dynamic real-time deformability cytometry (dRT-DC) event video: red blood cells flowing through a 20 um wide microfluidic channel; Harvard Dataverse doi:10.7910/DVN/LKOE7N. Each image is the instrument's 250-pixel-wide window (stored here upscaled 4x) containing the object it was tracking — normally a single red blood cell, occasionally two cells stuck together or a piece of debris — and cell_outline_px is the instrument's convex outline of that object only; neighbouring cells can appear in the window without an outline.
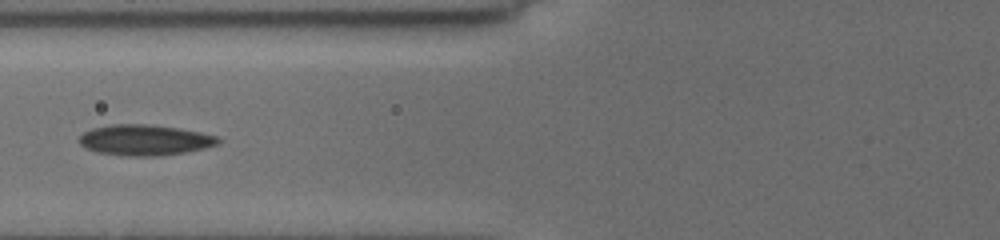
{"species": "common noctule bat (a hibernating species)", "species_latin": "Nyctalus noctula", "temperature_condition": "cold", "stored_images_in_passage": 14, "camera_frame_rate_fps": 3000, "um_per_image_px": 0.085, "animal": {"sex": "female", "body_mass_g": 19.5, "forearm_length_mm": 54.1}, "frame": {"image": 1, "passage_image": 10, "time_ms": 4.667, "image_size_px": [1000, 240], "cell_outline_px": [[220, 144], [204, 148], [184, 152], [160, 156], [128, 156], [96, 152], [84, 148], [76, 140], [84, 132], [92, 128], [112, 124], [144, 124], [180, 128], [200, 132], [216, 136], [220, 140]], "centroid_in_image_um": [12.27, 11.9], "position_along_channel_um": 113.5, "area_um2": 24.97}}
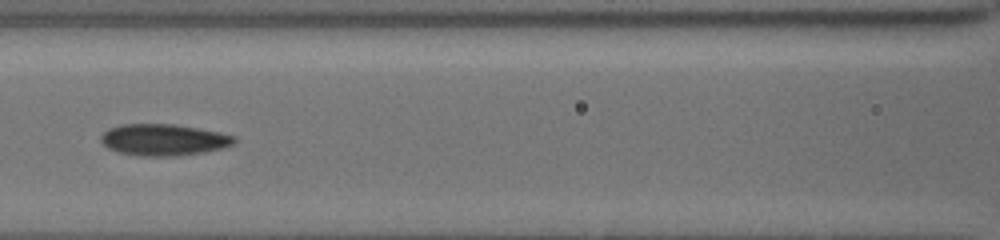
{"frame": {"image": 2, "passage_image": 12, "time_ms": 5.667, "image_size_px": [1000, 240], "cell_outline_px": [[236, 144], [224, 148], [204, 152], [176, 156], [140, 156], [116, 152], [108, 148], [100, 140], [100, 136], [108, 128], [120, 124], [172, 124], [220, 132], [236, 136]], "centroid_in_image_um": [13.91, 11.89], "position_along_channel_um": 152.7, "area_um2": 24.74}}